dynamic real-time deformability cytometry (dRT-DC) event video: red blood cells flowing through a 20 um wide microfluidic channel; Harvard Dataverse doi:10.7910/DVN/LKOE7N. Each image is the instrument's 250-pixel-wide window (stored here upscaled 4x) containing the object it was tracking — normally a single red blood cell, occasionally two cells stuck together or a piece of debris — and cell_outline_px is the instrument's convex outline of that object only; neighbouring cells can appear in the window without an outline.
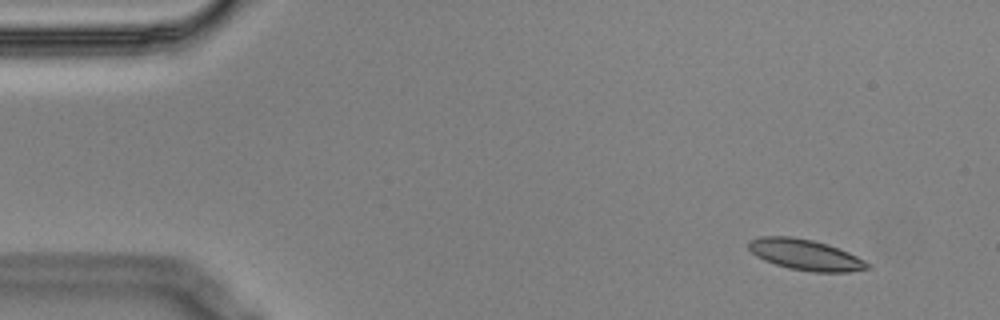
{"species": "Egyptian fruit bat (a non-hibernating species)", "species_latin": "Rousettus aegyptiacus", "temperature_condition": "cold", "stored_images_in_passage": 4, "camera_frame_rate_fps": 3000, "um_per_image_px": 0.085, "animal": {"sex": "male"}, "frame": {"image": 1, "passage_image": 1, "time_ms": 0.0, "image_size_px": [1000, 320], "cell_outline_px": [[872, 268], [848, 272], [812, 272], [788, 268], [764, 260], [756, 256], [748, 248], [748, 240], [760, 236], [792, 236], [812, 240], [828, 244], [848, 252], [872, 264]], "centroid_in_image_um": [68.46, 21.65], "position_along_channel_um": 16.5, "area_um2": 21.5}}
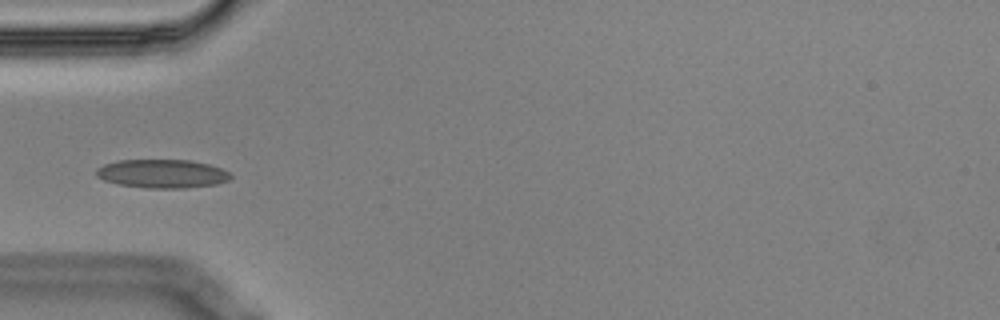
{"frame": {"image": 2, "passage_image": 4, "time_ms": 1.0, "image_size_px": [1000, 320], "cell_outline_px": [[232, 176], [228, 180], [216, 184], [184, 188], [148, 188], [120, 184], [104, 180], [96, 176], [96, 168], [104, 164], [120, 160], [192, 160], [208, 164], [220, 168], [228, 172]], "centroid_in_image_um": [13.78, 14.76], "position_along_channel_um": 71.2, "area_um2": 22.25}}